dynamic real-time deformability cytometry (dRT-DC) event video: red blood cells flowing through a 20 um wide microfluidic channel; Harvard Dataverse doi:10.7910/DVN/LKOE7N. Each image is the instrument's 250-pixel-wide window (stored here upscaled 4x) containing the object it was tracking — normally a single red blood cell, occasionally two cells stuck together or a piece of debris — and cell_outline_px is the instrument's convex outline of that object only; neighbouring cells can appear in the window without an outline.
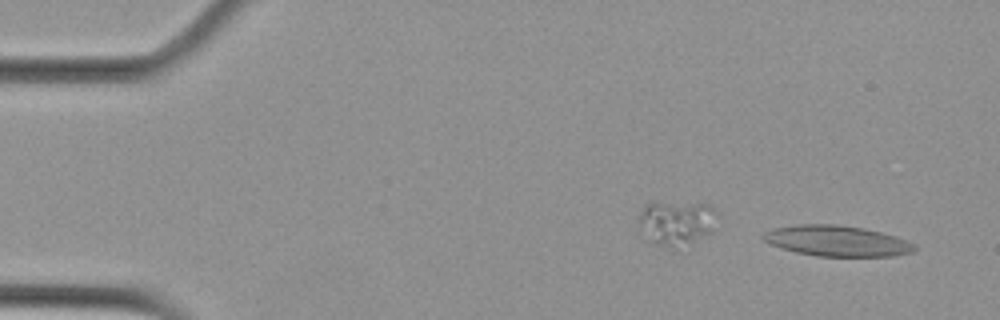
{"species": "Egyptian fruit bat (a non-hibernating species)", "species_latin": "Rousettus aegyptiacus", "temperature_condition": "cold", "stored_images_in_passage": 9, "camera_frame_rate_fps": 3000, "um_per_image_px": 0.085, "animal": {"sex": "female"}, "frame": {"image": 1, "passage_image": 1, "time_ms": 0.0, "image_size_px": [1000, 320], "cell_outline_px": [[916, 248], [912, 252], [892, 256], [816, 256], [796, 252], [780, 248], [764, 240], [760, 236], [764, 232], [776, 228], [800, 224], [836, 224], [864, 228], [896, 236], [908, 240], [916, 244]], "centroid_in_image_um": [71.16, 20.47], "position_along_channel_um": 13.8, "area_um2": 27.05}}
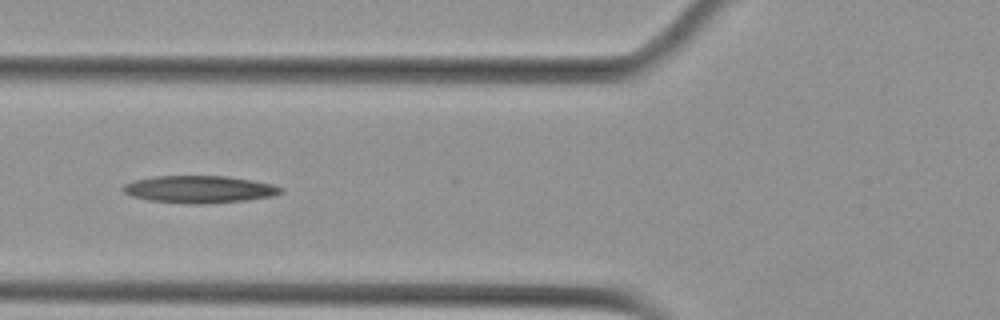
{"frame": {"image": 2, "passage_image": 6, "time_ms": 1.667, "image_size_px": [1000, 320], "cell_outline_px": [[284, 188], [280, 192], [272, 196], [248, 200], [204, 204], [188, 204], [148, 200], [132, 196], [124, 192], [120, 188], [124, 184], [136, 180], [156, 176], [228, 176], [252, 180], [272, 184]], "centroid_in_image_um": [16.93, 16.09], "position_along_channel_um": 108.9, "area_um2": 25.09}}
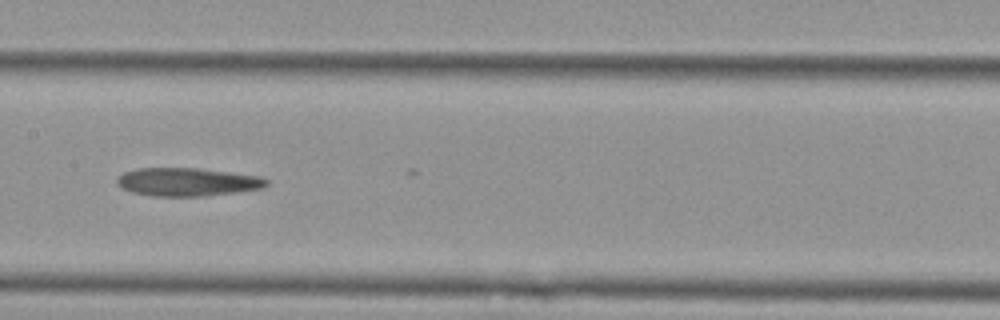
{"frame": {"image": 3, "passage_image": 8, "time_ms": 2.333, "image_size_px": [1000, 320], "cell_outline_px": [[268, 184], [264, 188], [236, 192], [204, 196], [152, 196], [132, 192], [124, 188], [116, 180], [124, 172], [140, 168], [196, 168], [260, 176], [268, 180]], "centroid_in_image_um": [15.97, 15.47], "position_along_channel_um": 191.4, "area_um2": 24.33}}